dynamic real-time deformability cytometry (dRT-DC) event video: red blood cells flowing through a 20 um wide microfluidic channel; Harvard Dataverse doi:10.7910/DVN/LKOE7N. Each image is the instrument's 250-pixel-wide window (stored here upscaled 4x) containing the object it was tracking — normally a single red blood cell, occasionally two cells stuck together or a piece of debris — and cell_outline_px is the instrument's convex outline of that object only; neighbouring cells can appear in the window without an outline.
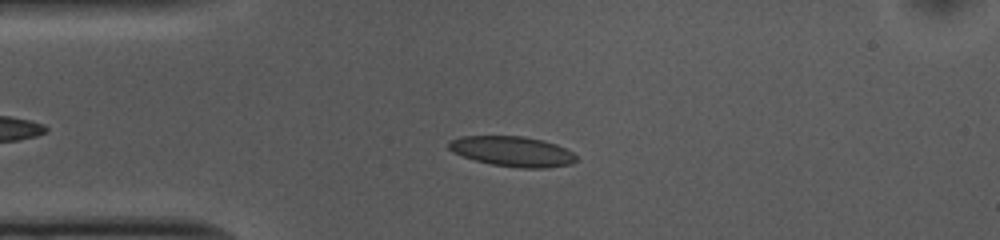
{"species": "common noctule bat (a hibernating species)", "species_latin": "Nyctalus noctula", "temperature_condition": "cold", "stored_images_in_passage": 48, "camera_frame_rate_fps": 3000, "um_per_image_px": 0.085, "animal": {"sex": "female", "body_mass_g": 10.0, "forearm_length_mm": 53.1}, "frame": {"image": 1, "passage_image": 11, "time_ms": 3.333, "image_size_px": [1000, 240], "cell_outline_px": [[576, 160], [572, 164], [548, 168], [520, 168], [492, 164], [476, 160], [464, 156], [448, 148], [448, 144], [452, 140], [460, 136], [524, 136], [544, 140], [556, 144], [572, 152], [576, 156]], "centroid_in_image_um": [43.6, 12.87], "position_along_channel_um": 41.4, "area_um2": 22.25}}
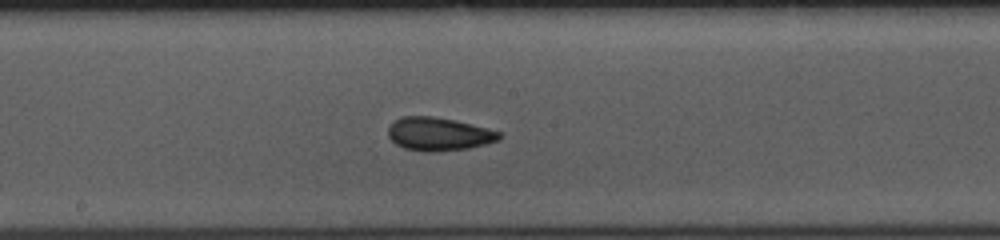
{"frame": {"image": 2, "passage_image": 26, "time_ms": 8.333, "image_size_px": [1000, 240], "cell_outline_px": [[504, 136], [500, 140], [468, 148], [436, 152], [424, 152], [404, 148], [396, 144], [388, 136], [388, 128], [400, 116], [432, 116], [452, 120], [488, 128], [500, 132]], "centroid_in_image_um": [37.3, 11.4], "position_along_channel_um": 210.9, "area_um2": 21.5}}
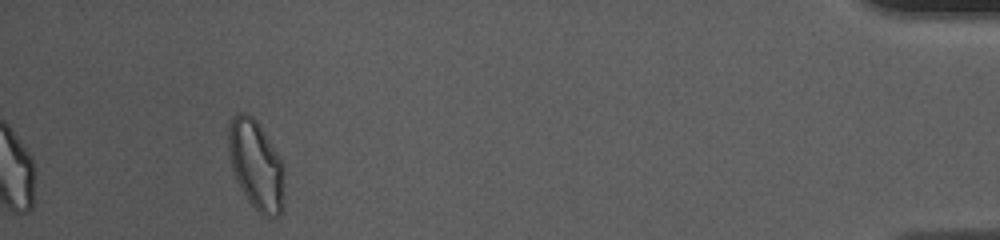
{"frame": {"image": 3, "passage_image": 48, "time_ms": 15.667, "image_size_px": [1000, 240], "cell_outline_px": [[284, 204], [280, 216], [268, 220], [260, 216], [244, 196], [236, 180], [232, 168], [228, 148], [228, 128], [232, 116], [236, 112], [248, 112], [256, 120], [264, 132], [280, 160], [284, 168]], "centroid_in_image_um": [21.77, 14.1], "position_along_channel_um": 413.4, "area_um2": 29.71}, "authors_computed_cell_mechanics": {"area_um2": 21.5594, "velocity_mm_per_s": 3.7116, "shape_relaxation_time_tau1_ms": 4.9189, "shape_relaxation_time_tau2_ms": 1.7382, "deformation_change_tau1": 0.1141, "deformation_change_tau2": 0.0794}}